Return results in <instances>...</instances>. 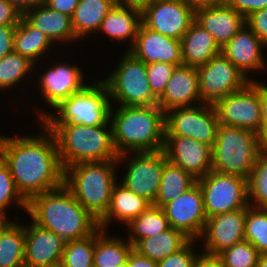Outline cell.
<instances>
[{"mask_svg": "<svg viewBox=\"0 0 267 267\" xmlns=\"http://www.w3.org/2000/svg\"><path fill=\"white\" fill-rule=\"evenodd\" d=\"M194 20L195 11L184 0H153L141 12V23L146 28L177 40Z\"/></svg>", "mask_w": 267, "mask_h": 267, "instance_id": "13", "label": "cell"}, {"mask_svg": "<svg viewBox=\"0 0 267 267\" xmlns=\"http://www.w3.org/2000/svg\"><path fill=\"white\" fill-rule=\"evenodd\" d=\"M245 24L258 36L267 48V7L250 14Z\"/></svg>", "mask_w": 267, "mask_h": 267, "instance_id": "43", "label": "cell"}, {"mask_svg": "<svg viewBox=\"0 0 267 267\" xmlns=\"http://www.w3.org/2000/svg\"><path fill=\"white\" fill-rule=\"evenodd\" d=\"M11 221L0 235V267H25V226Z\"/></svg>", "mask_w": 267, "mask_h": 267, "instance_id": "33", "label": "cell"}, {"mask_svg": "<svg viewBox=\"0 0 267 267\" xmlns=\"http://www.w3.org/2000/svg\"><path fill=\"white\" fill-rule=\"evenodd\" d=\"M152 204L145 198L129 191L125 185L115 183L106 214L98 221L99 227L107 228L112 219L128 224Z\"/></svg>", "mask_w": 267, "mask_h": 267, "instance_id": "26", "label": "cell"}, {"mask_svg": "<svg viewBox=\"0 0 267 267\" xmlns=\"http://www.w3.org/2000/svg\"><path fill=\"white\" fill-rule=\"evenodd\" d=\"M110 76L103 80L107 86L110 100L120 106L157 105L158 99L153 95L147 77L146 64L131 52L125 51Z\"/></svg>", "mask_w": 267, "mask_h": 267, "instance_id": "8", "label": "cell"}, {"mask_svg": "<svg viewBox=\"0 0 267 267\" xmlns=\"http://www.w3.org/2000/svg\"><path fill=\"white\" fill-rule=\"evenodd\" d=\"M110 124L45 125L57 141L59 159L63 169L82 162H104L118 159ZM106 128V129H105Z\"/></svg>", "mask_w": 267, "mask_h": 267, "instance_id": "4", "label": "cell"}, {"mask_svg": "<svg viewBox=\"0 0 267 267\" xmlns=\"http://www.w3.org/2000/svg\"><path fill=\"white\" fill-rule=\"evenodd\" d=\"M116 0H80L72 15V27L76 38H84L98 32L107 13L114 7Z\"/></svg>", "mask_w": 267, "mask_h": 267, "instance_id": "28", "label": "cell"}, {"mask_svg": "<svg viewBox=\"0 0 267 267\" xmlns=\"http://www.w3.org/2000/svg\"><path fill=\"white\" fill-rule=\"evenodd\" d=\"M13 201L27 210V201L17 190L8 165L0 157V217H7L5 211Z\"/></svg>", "mask_w": 267, "mask_h": 267, "instance_id": "40", "label": "cell"}, {"mask_svg": "<svg viewBox=\"0 0 267 267\" xmlns=\"http://www.w3.org/2000/svg\"><path fill=\"white\" fill-rule=\"evenodd\" d=\"M140 24V10L115 4L103 19L98 31L118 42L130 39V48L126 49L129 51L135 43Z\"/></svg>", "mask_w": 267, "mask_h": 267, "instance_id": "27", "label": "cell"}, {"mask_svg": "<svg viewBox=\"0 0 267 267\" xmlns=\"http://www.w3.org/2000/svg\"><path fill=\"white\" fill-rule=\"evenodd\" d=\"M259 255L257 249L246 240L238 242L218 254L223 267H256Z\"/></svg>", "mask_w": 267, "mask_h": 267, "instance_id": "39", "label": "cell"}, {"mask_svg": "<svg viewBox=\"0 0 267 267\" xmlns=\"http://www.w3.org/2000/svg\"><path fill=\"white\" fill-rule=\"evenodd\" d=\"M23 15L7 0H0V26L17 25Z\"/></svg>", "mask_w": 267, "mask_h": 267, "instance_id": "46", "label": "cell"}, {"mask_svg": "<svg viewBox=\"0 0 267 267\" xmlns=\"http://www.w3.org/2000/svg\"><path fill=\"white\" fill-rule=\"evenodd\" d=\"M95 232L83 239L65 242L61 267H93Z\"/></svg>", "mask_w": 267, "mask_h": 267, "instance_id": "38", "label": "cell"}, {"mask_svg": "<svg viewBox=\"0 0 267 267\" xmlns=\"http://www.w3.org/2000/svg\"><path fill=\"white\" fill-rule=\"evenodd\" d=\"M51 267H61V264L55 265V266H51Z\"/></svg>", "mask_w": 267, "mask_h": 267, "instance_id": "56", "label": "cell"}, {"mask_svg": "<svg viewBox=\"0 0 267 267\" xmlns=\"http://www.w3.org/2000/svg\"><path fill=\"white\" fill-rule=\"evenodd\" d=\"M246 208L221 213L207 218L203 237L204 253L218 255L223 250L245 240Z\"/></svg>", "mask_w": 267, "mask_h": 267, "instance_id": "16", "label": "cell"}, {"mask_svg": "<svg viewBox=\"0 0 267 267\" xmlns=\"http://www.w3.org/2000/svg\"><path fill=\"white\" fill-rule=\"evenodd\" d=\"M41 1L50 9L72 17L80 0H41Z\"/></svg>", "mask_w": 267, "mask_h": 267, "instance_id": "48", "label": "cell"}, {"mask_svg": "<svg viewBox=\"0 0 267 267\" xmlns=\"http://www.w3.org/2000/svg\"><path fill=\"white\" fill-rule=\"evenodd\" d=\"M23 18L31 26L45 33L53 44L56 41L66 43V41L78 40L72 27L71 17L50 9L42 1L25 12Z\"/></svg>", "mask_w": 267, "mask_h": 267, "instance_id": "24", "label": "cell"}, {"mask_svg": "<svg viewBox=\"0 0 267 267\" xmlns=\"http://www.w3.org/2000/svg\"><path fill=\"white\" fill-rule=\"evenodd\" d=\"M244 234L260 255H267V208L246 207Z\"/></svg>", "mask_w": 267, "mask_h": 267, "instance_id": "35", "label": "cell"}, {"mask_svg": "<svg viewBox=\"0 0 267 267\" xmlns=\"http://www.w3.org/2000/svg\"><path fill=\"white\" fill-rule=\"evenodd\" d=\"M27 213L36 225L53 231L66 242L92 235L99 223L63 184L34 196L27 202Z\"/></svg>", "mask_w": 267, "mask_h": 267, "instance_id": "2", "label": "cell"}, {"mask_svg": "<svg viewBox=\"0 0 267 267\" xmlns=\"http://www.w3.org/2000/svg\"><path fill=\"white\" fill-rule=\"evenodd\" d=\"M190 240L183 232L170 227L155 236L140 239L133 249L158 262L183 248Z\"/></svg>", "mask_w": 267, "mask_h": 267, "instance_id": "30", "label": "cell"}, {"mask_svg": "<svg viewBox=\"0 0 267 267\" xmlns=\"http://www.w3.org/2000/svg\"><path fill=\"white\" fill-rule=\"evenodd\" d=\"M260 105H261V126L258 137L264 148H267V85L260 82Z\"/></svg>", "mask_w": 267, "mask_h": 267, "instance_id": "45", "label": "cell"}, {"mask_svg": "<svg viewBox=\"0 0 267 267\" xmlns=\"http://www.w3.org/2000/svg\"><path fill=\"white\" fill-rule=\"evenodd\" d=\"M170 227L183 232L191 240H198L207 220L204 197L201 187L196 183L174 201L162 207Z\"/></svg>", "mask_w": 267, "mask_h": 267, "instance_id": "15", "label": "cell"}, {"mask_svg": "<svg viewBox=\"0 0 267 267\" xmlns=\"http://www.w3.org/2000/svg\"><path fill=\"white\" fill-rule=\"evenodd\" d=\"M129 52L145 64L163 62L176 66L183 65L181 40L154 32L142 23Z\"/></svg>", "mask_w": 267, "mask_h": 267, "instance_id": "19", "label": "cell"}, {"mask_svg": "<svg viewBox=\"0 0 267 267\" xmlns=\"http://www.w3.org/2000/svg\"><path fill=\"white\" fill-rule=\"evenodd\" d=\"M91 85V86H90ZM70 95L54 109L58 116L42 110L39 117L44 125H85L110 124L112 103L107 86L102 80Z\"/></svg>", "mask_w": 267, "mask_h": 267, "instance_id": "7", "label": "cell"}, {"mask_svg": "<svg viewBox=\"0 0 267 267\" xmlns=\"http://www.w3.org/2000/svg\"><path fill=\"white\" fill-rule=\"evenodd\" d=\"M197 183V179L179 166L167 161L164 164L158 194L152 205L162 208Z\"/></svg>", "mask_w": 267, "mask_h": 267, "instance_id": "31", "label": "cell"}, {"mask_svg": "<svg viewBox=\"0 0 267 267\" xmlns=\"http://www.w3.org/2000/svg\"><path fill=\"white\" fill-rule=\"evenodd\" d=\"M247 188L249 206L267 208V148L255 161L247 178Z\"/></svg>", "mask_w": 267, "mask_h": 267, "instance_id": "36", "label": "cell"}, {"mask_svg": "<svg viewBox=\"0 0 267 267\" xmlns=\"http://www.w3.org/2000/svg\"><path fill=\"white\" fill-rule=\"evenodd\" d=\"M117 165V160L82 162L64 169V185L98 221L109 208L112 190L117 182Z\"/></svg>", "mask_w": 267, "mask_h": 267, "instance_id": "5", "label": "cell"}, {"mask_svg": "<svg viewBox=\"0 0 267 267\" xmlns=\"http://www.w3.org/2000/svg\"><path fill=\"white\" fill-rule=\"evenodd\" d=\"M111 108L110 119L118 163L133 152H153L164 148L165 113L158 105ZM128 153V154H127Z\"/></svg>", "mask_w": 267, "mask_h": 267, "instance_id": "3", "label": "cell"}, {"mask_svg": "<svg viewBox=\"0 0 267 267\" xmlns=\"http://www.w3.org/2000/svg\"><path fill=\"white\" fill-rule=\"evenodd\" d=\"M53 42L42 31L31 26L23 17L16 25L14 33V52L27 57L34 64L48 52ZM47 51V52H46Z\"/></svg>", "mask_w": 267, "mask_h": 267, "instance_id": "32", "label": "cell"}, {"mask_svg": "<svg viewBox=\"0 0 267 267\" xmlns=\"http://www.w3.org/2000/svg\"><path fill=\"white\" fill-rule=\"evenodd\" d=\"M128 160L127 173L121 183L129 190L154 203L159 191L164 164L168 161L162 150L135 152Z\"/></svg>", "mask_w": 267, "mask_h": 267, "instance_id": "14", "label": "cell"}, {"mask_svg": "<svg viewBox=\"0 0 267 267\" xmlns=\"http://www.w3.org/2000/svg\"><path fill=\"white\" fill-rule=\"evenodd\" d=\"M11 5H13L20 13L23 15L25 12L30 10L41 0H7Z\"/></svg>", "mask_w": 267, "mask_h": 267, "instance_id": "53", "label": "cell"}, {"mask_svg": "<svg viewBox=\"0 0 267 267\" xmlns=\"http://www.w3.org/2000/svg\"><path fill=\"white\" fill-rule=\"evenodd\" d=\"M197 72L201 101L209 105H215L227 95L243 89L253 80L222 53L214 56L205 65L197 67Z\"/></svg>", "mask_w": 267, "mask_h": 267, "instance_id": "11", "label": "cell"}, {"mask_svg": "<svg viewBox=\"0 0 267 267\" xmlns=\"http://www.w3.org/2000/svg\"><path fill=\"white\" fill-rule=\"evenodd\" d=\"M194 241L190 240L183 248L168 257L157 262L158 267H193V264L198 256L194 252Z\"/></svg>", "mask_w": 267, "mask_h": 267, "instance_id": "42", "label": "cell"}, {"mask_svg": "<svg viewBox=\"0 0 267 267\" xmlns=\"http://www.w3.org/2000/svg\"><path fill=\"white\" fill-rule=\"evenodd\" d=\"M266 45L245 24L222 48L227 57L242 73L261 71L266 66L262 48Z\"/></svg>", "mask_w": 267, "mask_h": 267, "instance_id": "21", "label": "cell"}, {"mask_svg": "<svg viewBox=\"0 0 267 267\" xmlns=\"http://www.w3.org/2000/svg\"><path fill=\"white\" fill-rule=\"evenodd\" d=\"M256 267H267V255H259Z\"/></svg>", "mask_w": 267, "mask_h": 267, "instance_id": "54", "label": "cell"}, {"mask_svg": "<svg viewBox=\"0 0 267 267\" xmlns=\"http://www.w3.org/2000/svg\"><path fill=\"white\" fill-rule=\"evenodd\" d=\"M42 125L46 136H0V157L8 165L17 190L27 202L64 184L56 138Z\"/></svg>", "mask_w": 267, "mask_h": 267, "instance_id": "1", "label": "cell"}, {"mask_svg": "<svg viewBox=\"0 0 267 267\" xmlns=\"http://www.w3.org/2000/svg\"><path fill=\"white\" fill-rule=\"evenodd\" d=\"M195 21L222 48L245 25V17L227 4L195 11Z\"/></svg>", "mask_w": 267, "mask_h": 267, "instance_id": "23", "label": "cell"}, {"mask_svg": "<svg viewBox=\"0 0 267 267\" xmlns=\"http://www.w3.org/2000/svg\"><path fill=\"white\" fill-rule=\"evenodd\" d=\"M226 4L246 19L250 14L266 8L267 0H226Z\"/></svg>", "mask_w": 267, "mask_h": 267, "instance_id": "44", "label": "cell"}, {"mask_svg": "<svg viewBox=\"0 0 267 267\" xmlns=\"http://www.w3.org/2000/svg\"><path fill=\"white\" fill-rule=\"evenodd\" d=\"M153 0H116V4L140 10L141 12L152 2Z\"/></svg>", "mask_w": 267, "mask_h": 267, "instance_id": "52", "label": "cell"}, {"mask_svg": "<svg viewBox=\"0 0 267 267\" xmlns=\"http://www.w3.org/2000/svg\"><path fill=\"white\" fill-rule=\"evenodd\" d=\"M181 51L183 65L197 68L220 54L221 48L213 36L194 20L181 39Z\"/></svg>", "mask_w": 267, "mask_h": 267, "instance_id": "25", "label": "cell"}, {"mask_svg": "<svg viewBox=\"0 0 267 267\" xmlns=\"http://www.w3.org/2000/svg\"><path fill=\"white\" fill-rule=\"evenodd\" d=\"M194 11L226 4V0H184Z\"/></svg>", "mask_w": 267, "mask_h": 267, "instance_id": "51", "label": "cell"}, {"mask_svg": "<svg viewBox=\"0 0 267 267\" xmlns=\"http://www.w3.org/2000/svg\"><path fill=\"white\" fill-rule=\"evenodd\" d=\"M25 226V267H51L61 264L65 240L31 221Z\"/></svg>", "mask_w": 267, "mask_h": 267, "instance_id": "18", "label": "cell"}, {"mask_svg": "<svg viewBox=\"0 0 267 267\" xmlns=\"http://www.w3.org/2000/svg\"><path fill=\"white\" fill-rule=\"evenodd\" d=\"M197 183L202 189L206 217L249 206L247 179L211 170Z\"/></svg>", "mask_w": 267, "mask_h": 267, "instance_id": "9", "label": "cell"}, {"mask_svg": "<svg viewBox=\"0 0 267 267\" xmlns=\"http://www.w3.org/2000/svg\"><path fill=\"white\" fill-rule=\"evenodd\" d=\"M106 234L101 227L95 231L93 267H125L133 245Z\"/></svg>", "mask_w": 267, "mask_h": 267, "instance_id": "29", "label": "cell"}, {"mask_svg": "<svg viewBox=\"0 0 267 267\" xmlns=\"http://www.w3.org/2000/svg\"><path fill=\"white\" fill-rule=\"evenodd\" d=\"M176 65L163 62L146 64L147 77L153 95L159 99L165 91L166 85L173 74Z\"/></svg>", "mask_w": 267, "mask_h": 267, "instance_id": "41", "label": "cell"}, {"mask_svg": "<svg viewBox=\"0 0 267 267\" xmlns=\"http://www.w3.org/2000/svg\"><path fill=\"white\" fill-rule=\"evenodd\" d=\"M193 267H223V263L218 255L207 253L198 254Z\"/></svg>", "mask_w": 267, "mask_h": 267, "instance_id": "50", "label": "cell"}, {"mask_svg": "<svg viewBox=\"0 0 267 267\" xmlns=\"http://www.w3.org/2000/svg\"><path fill=\"white\" fill-rule=\"evenodd\" d=\"M163 151L169 162L197 180L212 170V148L191 137L165 136Z\"/></svg>", "mask_w": 267, "mask_h": 267, "instance_id": "17", "label": "cell"}, {"mask_svg": "<svg viewBox=\"0 0 267 267\" xmlns=\"http://www.w3.org/2000/svg\"><path fill=\"white\" fill-rule=\"evenodd\" d=\"M263 149L257 133L219 124L212 148V170L247 179Z\"/></svg>", "mask_w": 267, "mask_h": 267, "instance_id": "6", "label": "cell"}, {"mask_svg": "<svg viewBox=\"0 0 267 267\" xmlns=\"http://www.w3.org/2000/svg\"><path fill=\"white\" fill-rule=\"evenodd\" d=\"M128 241L134 246L140 239L155 236L170 228L169 221L162 210L151 205L128 224Z\"/></svg>", "mask_w": 267, "mask_h": 267, "instance_id": "34", "label": "cell"}, {"mask_svg": "<svg viewBox=\"0 0 267 267\" xmlns=\"http://www.w3.org/2000/svg\"><path fill=\"white\" fill-rule=\"evenodd\" d=\"M194 101L202 103L197 68L176 66L157 105L166 113L177 107L194 106Z\"/></svg>", "mask_w": 267, "mask_h": 267, "instance_id": "22", "label": "cell"}, {"mask_svg": "<svg viewBox=\"0 0 267 267\" xmlns=\"http://www.w3.org/2000/svg\"><path fill=\"white\" fill-rule=\"evenodd\" d=\"M125 267H158L157 261L151 260L137 251L132 249L130 252Z\"/></svg>", "mask_w": 267, "mask_h": 267, "instance_id": "49", "label": "cell"}, {"mask_svg": "<svg viewBox=\"0 0 267 267\" xmlns=\"http://www.w3.org/2000/svg\"><path fill=\"white\" fill-rule=\"evenodd\" d=\"M204 105V106H203ZM218 116L214 105L177 107L165 113V136L191 137L213 148Z\"/></svg>", "mask_w": 267, "mask_h": 267, "instance_id": "10", "label": "cell"}, {"mask_svg": "<svg viewBox=\"0 0 267 267\" xmlns=\"http://www.w3.org/2000/svg\"><path fill=\"white\" fill-rule=\"evenodd\" d=\"M34 67L35 64L27 57L14 51L3 56L0 59V90L9 89L19 83Z\"/></svg>", "mask_w": 267, "mask_h": 267, "instance_id": "37", "label": "cell"}, {"mask_svg": "<svg viewBox=\"0 0 267 267\" xmlns=\"http://www.w3.org/2000/svg\"><path fill=\"white\" fill-rule=\"evenodd\" d=\"M214 107L219 124L258 134L261 126L260 83L250 81L243 89L219 100Z\"/></svg>", "mask_w": 267, "mask_h": 267, "instance_id": "12", "label": "cell"}, {"mask_svg": "<svg viewBox=\"0 0 267 267\" xmlns=\"http://www.w3.org/2000/svg\"><path fill=\"white\" fill-rule=\"evenodd\" d=\"M7 217H0V235L2 230L11 222Z\"/></svg>", "mask_w": 267, "mask_h": 267, "instance_id": "55", "label": "cell"}, {"mask_svg": "<svg viewBox=\"0 0 267 267\" xmlns=\"http://www.w3.org/2000/svg\"><path fill=\"white\" fill-rule=\"evenodd\" d=\"M16 25L0 26V59L13 52V41Z\"/></svg>", "mask_w": 267, "mask_h": 267, "instance_id": "47", "label": "cell"}, {"mask_svg": "<svg viewBox=\"0 0 267 267\" xmlns=\"http://www.w3.org/2000/svg\"><path fill=\"white\" fill-rule=\"evenodd\" d=\"M83 71L75 64L52 65L47 72L41 74L40 91L45 102L53 109L70 95L80 92L87 85L83 81Z\"/></svg>", "mask_w": 267, "mask_h": 267, "instance_id": "20", "label": "cell"}]
</instances>
